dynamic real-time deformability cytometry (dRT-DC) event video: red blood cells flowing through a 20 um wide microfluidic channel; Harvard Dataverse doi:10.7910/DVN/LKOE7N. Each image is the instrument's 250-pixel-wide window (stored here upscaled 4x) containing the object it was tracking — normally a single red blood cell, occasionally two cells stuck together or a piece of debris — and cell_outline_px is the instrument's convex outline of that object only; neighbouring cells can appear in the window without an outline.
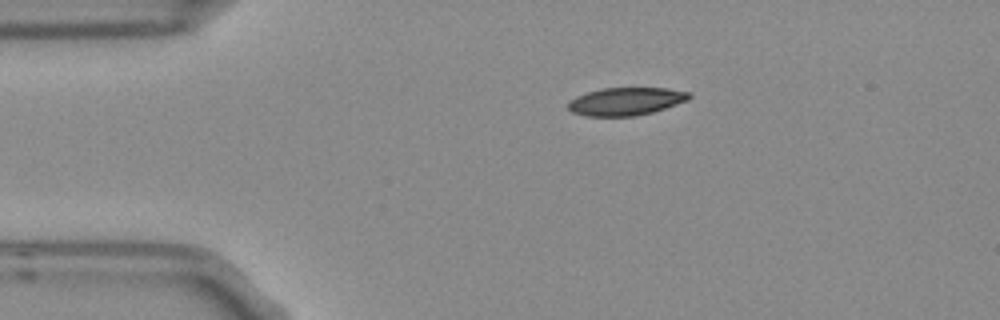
{"species": "Egyptian fruit bat (a non-hibernating species)", "species_latin": "Rousettus aegyptiacus", "temperature_condition": "room temperature", "stored_images_in_passage": 2, "camera_frame_rate_fps": 3000, "um_per_image_px": 0.085, "frame": {"image": 1, "passage_image": 1, "time_ms": 0.0, "image_size_px": [1000, 320], "cell_outline_px": [[692, 96], [688, 100], [652, 112], [636, 116], [588, 116], [572, 112], [568, 108], [568, 104], [576, 96], [588, 92], [604, 88], [668, 88], [692, 92]], "centroid_in_image_um": [53.24, 8.61], "position_along_channel_um": 31.8, "area_um2": 19.54}}